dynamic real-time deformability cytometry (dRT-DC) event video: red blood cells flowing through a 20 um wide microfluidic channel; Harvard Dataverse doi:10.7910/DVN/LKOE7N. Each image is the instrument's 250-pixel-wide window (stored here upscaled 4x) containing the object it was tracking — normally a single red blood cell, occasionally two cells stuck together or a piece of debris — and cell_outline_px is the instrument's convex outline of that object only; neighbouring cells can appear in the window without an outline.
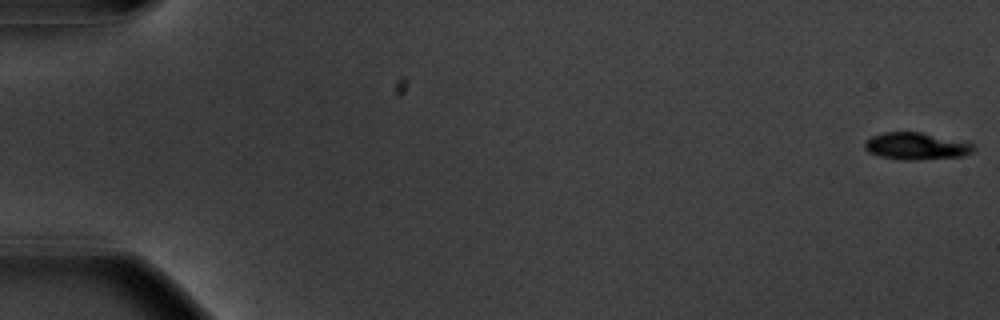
{"species": "common noctule bat (a hibernating species)", "species_latin": "Nyctalus noctula", "temperature_condition": "warm", "stored_images_in_passage": 53, "camera_frame_rate_fps": 3000, "um_per_image_px": 0.085, "animal": {"sex": "male", "body_mass_g": 20.1, "forearm_length_mm": 53.5}, "frame": {"image": 1, "passage_image": 1, "time_ms": 0.0, "image_size_px": [1000, 320], "cell_outline_px": [[976, 148], [972, 152], [964, 156], [920, 160], [900, 160], [880, 156], [868, 152], [864, 148], [864, 140], [872, 136], [884, 132], [920, 132], [972, 144]], "centroid_in_image_um": [77.82, 12.43], "position_along_channel_um": 7.2, "area_um2": 17.11}}
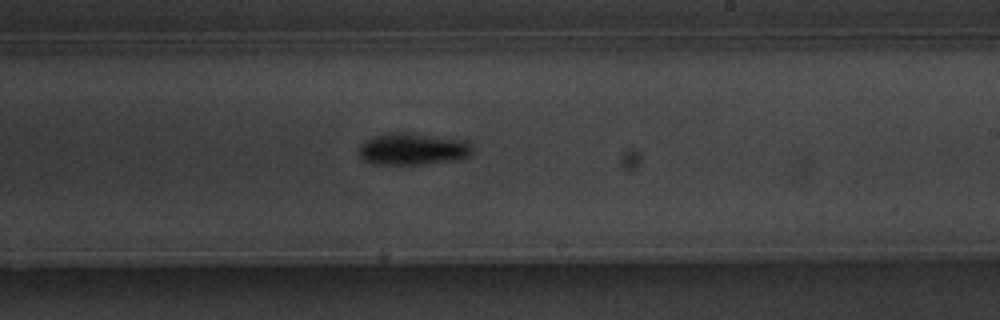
{"frame": {"image": 2, "passage_image": 35, "time_ms": 11.333, "image_size_px": [1000, 320], "cell_outline_px": [[472, 152], [468, 156], [452, 160], [424, 164], [372, 164], [364, 160], [360, 156], [360, 148], [368, 140], [376, 136], [388, 132], [408, 132], [468, 140], [472, 148]], "centroid_in_image_um": [35.12, 12.65], "position_along_channel_um": 253.9, "area_um2": 20.92}}
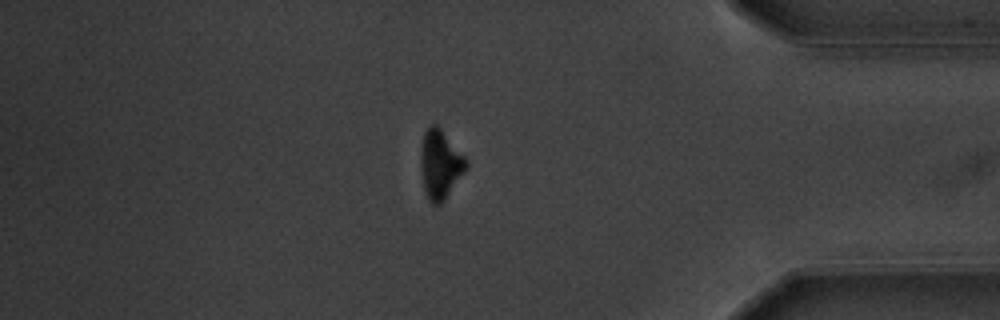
{"frame": {"image": 3, "passage_image": 49, "time_ms": 16.0, "image_size_px": [1000, 320], "cell_outline_px": [[468, 164], [464, 172], [444, 200], [440, 204], [432, 204], [428, 200], [424, 192], [420, 160], [420, 148], [424, 132], [432, 124], [436, 124], [440, 128], [468, 160]], "centroid_in_image_um": [37.4, 13.97], "position_along_channel_um": 397.8, "area_um2": 18.15}}